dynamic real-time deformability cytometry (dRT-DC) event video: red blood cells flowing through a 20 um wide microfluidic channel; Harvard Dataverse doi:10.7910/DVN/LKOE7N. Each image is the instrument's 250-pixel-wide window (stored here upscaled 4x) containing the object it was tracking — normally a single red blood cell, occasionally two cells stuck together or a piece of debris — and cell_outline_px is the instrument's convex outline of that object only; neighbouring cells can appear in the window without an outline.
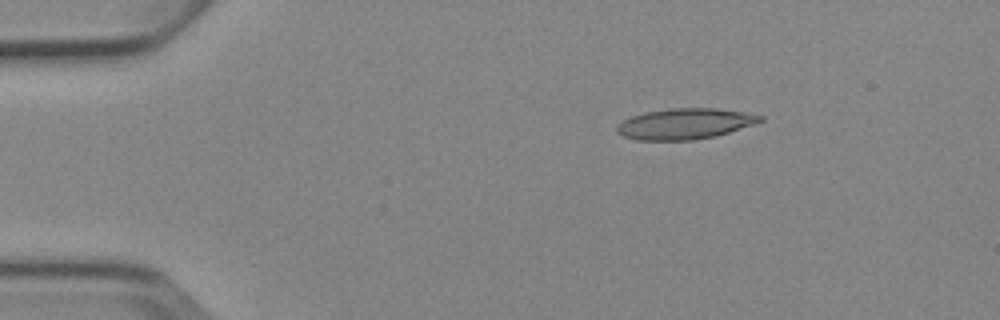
{"species": "Egyptian fruit bat (a non-hibernating species)", "species_latin": "Rousettus aegyptiacus", "temperature_condition": "cold", "stored_images_in_passage": 3, "camera_frame_rate_fps": 3000, "um_per_image_px": 0.085, "animal": {"sex": "female"}, "frame": {"image": 1, "passage_image": 1, "time_ms": 0.0, "image_size_px": [1000, 320], "cell_outline_px": [[764, 120], [716, 136], [696, 140], [636, 140], [624, 136], [616, 132], [616, 128], [624, 120], [632, 116], [644, 112], [672, 108], [716, 108], [764, 116]], "centroid_in_image_um": [58.19, 10.53], "position_along_channel_um": 26.8, "area_um2": 25.43}}